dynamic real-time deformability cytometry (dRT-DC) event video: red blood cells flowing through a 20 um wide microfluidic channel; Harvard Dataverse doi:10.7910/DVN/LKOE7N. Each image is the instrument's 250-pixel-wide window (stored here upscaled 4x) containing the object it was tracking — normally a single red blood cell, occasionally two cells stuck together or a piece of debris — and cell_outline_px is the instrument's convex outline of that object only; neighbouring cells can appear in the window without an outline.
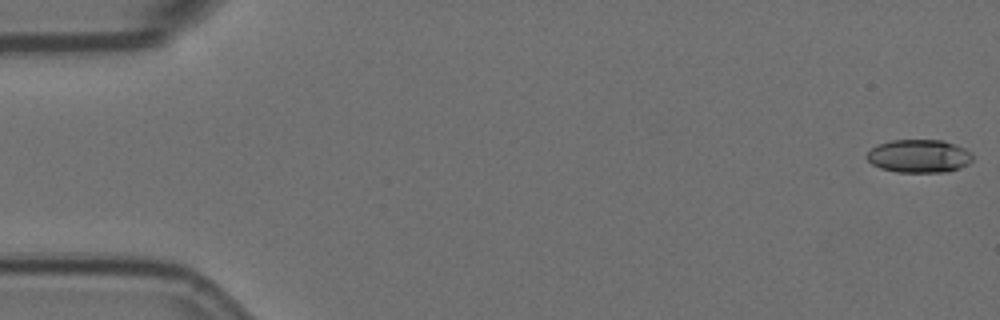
{"species": "Egyptian fruit bat (a non-hibernating species)", "species_latin": "Rousettus aegyptiacus", "temperature_condition": "room temperature", "stored_images_in_passage": 7, "camera_frame_rate_fps": 3000, "um_per_image_px": 0.085, "animal": {"sex": "female"}, "frame": {"image": 1, "passage_image": 1, "time_ms": 0.0, "image_size_px": [1000, 320], "cell_outline_px": [[972, 160], [968, 164], [960, 168], [948, 172], [896, 172], [880, 168], [872, 164], [864, 156], [872, 148], [880, 144], [892, 140], [944, 140], [956, 144], [972, 152]], "centroid_in_image_um": [78.14, 13.27], "position_along_channel_um": 6.9, "area_um2": 20.58}}
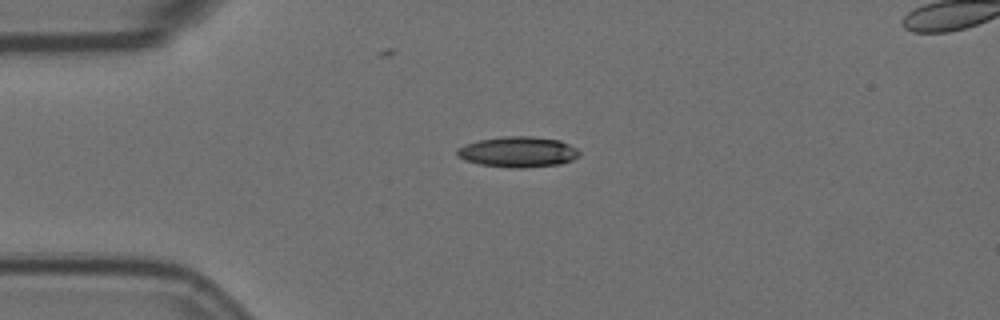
{"frame": {"image": 2, "passage_image": 5, "time_ms": 1.333, "image_size_px": [1000, 320], "cell_outline_px": [[580, 152], [572, 160], [560, 164], [524, 168], [508, 168], [480, 164], [464, 160], [456, 156], [456, 148], [464, 144], [480, 140], [504, 136], [532, 136], [560, 140], [576, 148]], "centroid_in_image_um": [43.98, 12.91], "position_along_channel_um": 41.0, "area_um2": 21.91}}
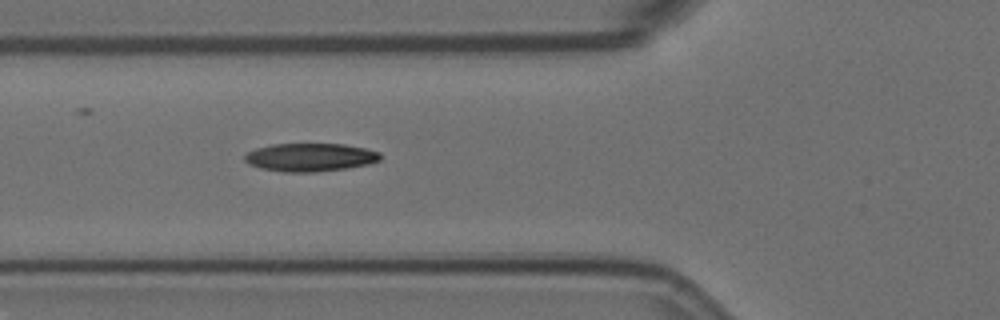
{"frame": {"image": 3, "passage_image": 7, "time_ms": 2.0, "image_size_px": [1000, 320], "cell_outline_px": [[380, 160], [368, 164], [348, 168], [312, 172], [284, 172], [260, 168], [248, 164], [244, 160], [244, 156], [248, 152], [256, 148], [272, 144], [344, 144], [364, 148], [380, 152]], "centroid_in_image_um": [26.34, 13.37], "position_along_channel_um": 99.5, "area_um2": 22.25}}